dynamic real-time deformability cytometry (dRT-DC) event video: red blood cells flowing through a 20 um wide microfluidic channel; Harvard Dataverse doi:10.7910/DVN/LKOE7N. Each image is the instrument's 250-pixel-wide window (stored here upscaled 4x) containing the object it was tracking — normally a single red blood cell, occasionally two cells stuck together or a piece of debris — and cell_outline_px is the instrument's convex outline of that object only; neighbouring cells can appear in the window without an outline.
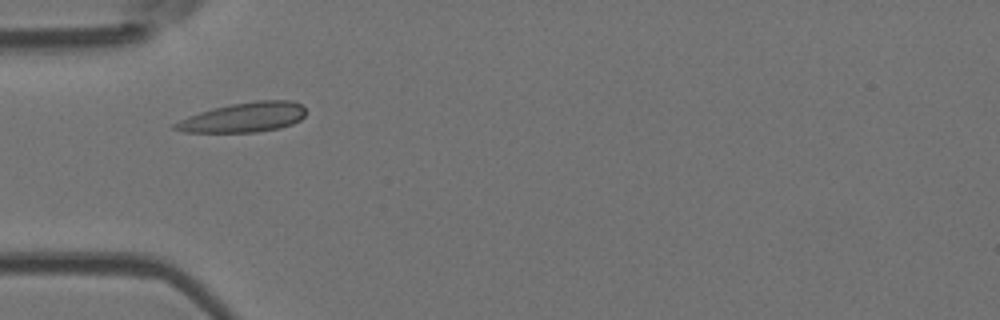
{"species": "Egyptian fruit bat (a non-hibernating species)", "species_latin": "Rousettus aegyptiacus", "temperature_condition": "room temperature", "stored_images_in_passage": 8, "camera_frame_rate_fps": 3000, "um_per_image_px": 0.085, "animal": {"sex": "female"}, "frame": {"image": 1, "passage_image": 3, "time_ms": 3.0, "image_size_px": [1000, 320], "cell_outline_px": [[304, 116], [300, 120], [292, 124], [280, 128], [256, 132], [184, 132], [172, 128], [172, 124], [188, 116], [212, 108], [232, 104], [256, 100], [292, 100], [304, 104]], "centroid_in_image_um": [20.73, 9.97], "position_along_channel_um": 64.3, "area_um2": 22.72}}
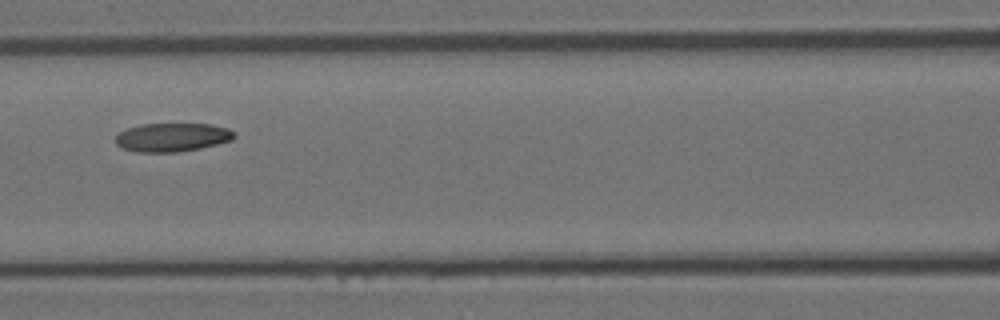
{"frame": {"image": 2, "passage_image": 5, "time_ms": 5.333, "image_size_px": [1000, 320], "cell_outline_px": [[236, 136], [232, 140], [200, 148], [176, 152], [136, 152], [120, 148], [112, 140], [120, 132], [128, 128], [140, 124], [212, 124], [228, 128], [236, 132]], "centroid_in_image_um": [14.62, 11.67], "position_along_channel_um": 152.0, "area_um2": 20.0}}
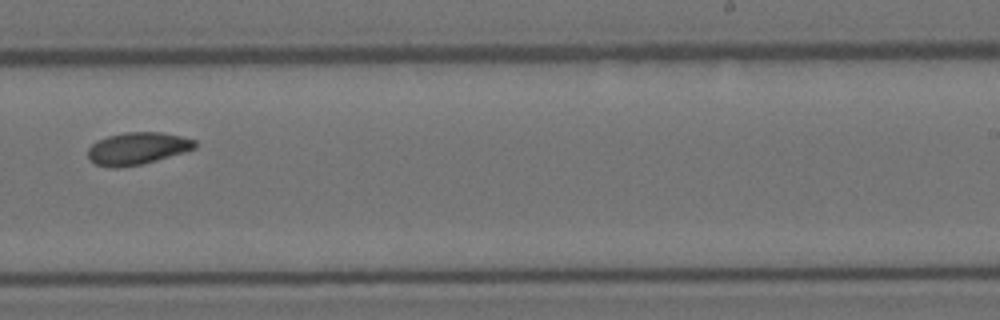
{"frame": {"image": 3, "passage_image": 8, "time_ms": 8.667, "image_size_px": [1000, 320], "cell_outline_px": [[196, 148], [184, 152], [156, 160], [140, 164], [116, 168], [108, 168], [96, 164], [88, 160], [88, 148], [96, 140], [108, 136], [124, 132], [160, 132], [180, 136], [196, 140]], "centroid_in_image_um": [11.64, 12.62], "position_along_channel_um": 277.4, "area_um2": 20.11}}